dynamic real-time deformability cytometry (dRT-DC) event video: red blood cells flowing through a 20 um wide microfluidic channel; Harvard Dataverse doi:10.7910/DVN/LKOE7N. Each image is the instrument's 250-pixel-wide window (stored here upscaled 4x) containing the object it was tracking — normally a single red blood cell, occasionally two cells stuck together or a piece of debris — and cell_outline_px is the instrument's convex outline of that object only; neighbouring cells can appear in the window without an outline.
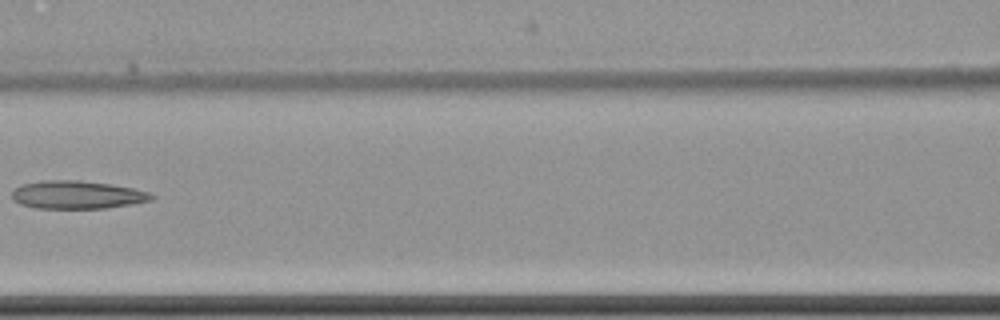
{"species": "common noctule bat (a hibernating species)", "species_latin": "Nyctalus noctula", "temperature_condition": "cold", "stored_images_in_passage": 9, "camera_frame_rate_fps": 3000, "um_per_image_px": 0.085, "animal": {"sex": "female", "body_mass_g": 22.7, "forearm_length_mm": 54.2}, "frame": {"image": 1, "passage_image": 7, "time_ms": 7.333, "image_size_px": [1000, 320], "cell_outline_px": [[156, 196], [152, 200], [132, 204], [108, 208], [36, 208], [20, 204], [12, 200], [12, 192], [16, 188], [24, 184], [44, 180], [76, 180], [112, 184], [132, 188], [148, 192]], "centroid_in_image_um": [6.57, 16.56], "position_along_channel_um": 160.0, "area_um2": 22.77}}
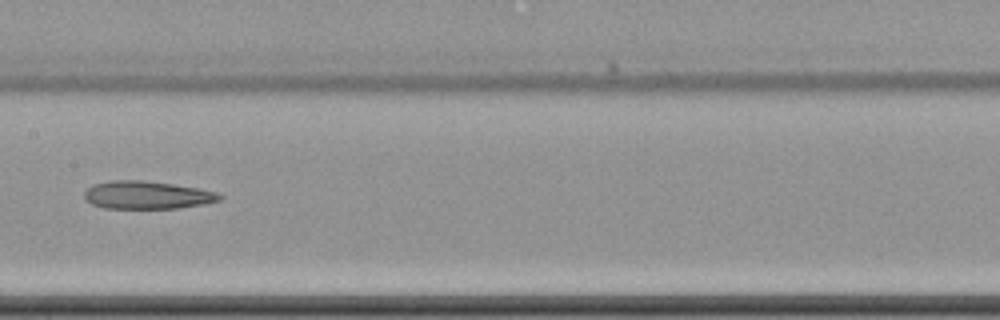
{"frame": {"image": 2, "passage_image": 8, "time_ms": 8.333, "image_size_px": [1000, 320], "cell_outline_px": [[224, 196], [220, 200], [204, 204], [180, 208], [104, 208], [92, 204], [84, 200], [84, 192], [92, 184], [112, 180], [144, 180], [200, 188], [216, 192]], "centroid_in_image_um": [12.49, 16.57], "position_along_channel_um": 194.9, "area_um2": 22.14}}
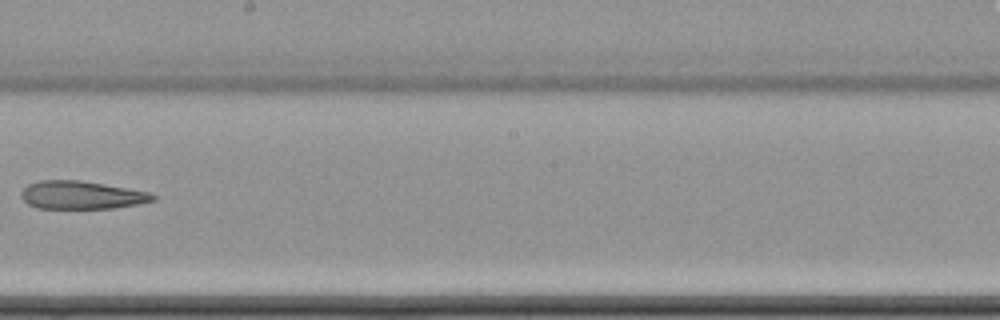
{"frame": {"image": 3, "passage_image": 9, "time_ms": 9.667, "image_size_px": [1000, 320], "cell_outline_px": [[156, 200], [116, 208], [36, 208], [28, 204], [20, 196], [20, 192], [28, 184], [40, 180], [80, 180], [128, 188], [148, 192], [156, 196]], "centroid_in_image_um": [6.9, 16.58], "position_along_channel_um": 241.3, "area_um2": 21.5}}